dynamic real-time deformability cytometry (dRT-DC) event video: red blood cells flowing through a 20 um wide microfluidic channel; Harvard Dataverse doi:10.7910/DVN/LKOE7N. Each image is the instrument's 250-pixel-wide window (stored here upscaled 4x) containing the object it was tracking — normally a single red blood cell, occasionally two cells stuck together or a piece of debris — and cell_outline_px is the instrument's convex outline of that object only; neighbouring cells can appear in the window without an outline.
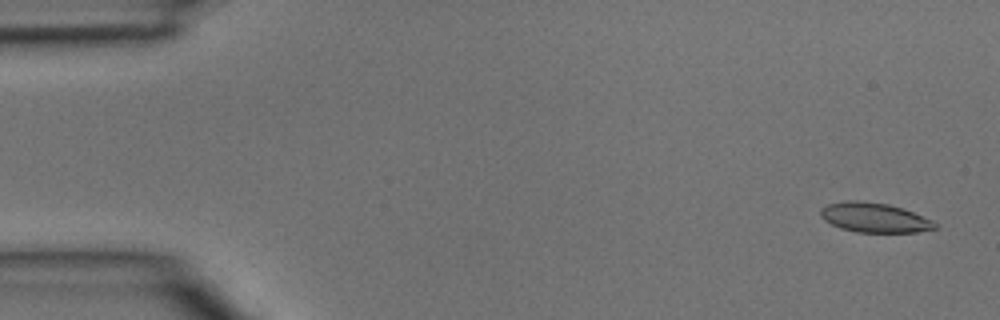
{"species": "common noctule bat (a hibernating species)", "species_latin": "Nyctalus noctula", "temperature_condition": "room temperature", "stored_images_in_passage": 2, "camera_frame_rate_fps": 3000, "um_per_image_px": 0.085, "animal": {"sex": "male", "body_mass_g": 15.6}, "frame": {"image": 1, "passage_image": 2, "time_ms": 0.333, "image_size_px": [1000, 320], "cell_outline_px": [[936, 228], [916, 232], [856, 232], [840, 228], [824, 220], [820, 216], [820, 208], [828, 204], [844, 200], [856, 200], [888, 204], [912, 212], [932, 220], [936, 224]], "centroid_in_image_um": [74.27, 18.49], "position_along_channel_um": 10.7, "area_um2": 19.59}}